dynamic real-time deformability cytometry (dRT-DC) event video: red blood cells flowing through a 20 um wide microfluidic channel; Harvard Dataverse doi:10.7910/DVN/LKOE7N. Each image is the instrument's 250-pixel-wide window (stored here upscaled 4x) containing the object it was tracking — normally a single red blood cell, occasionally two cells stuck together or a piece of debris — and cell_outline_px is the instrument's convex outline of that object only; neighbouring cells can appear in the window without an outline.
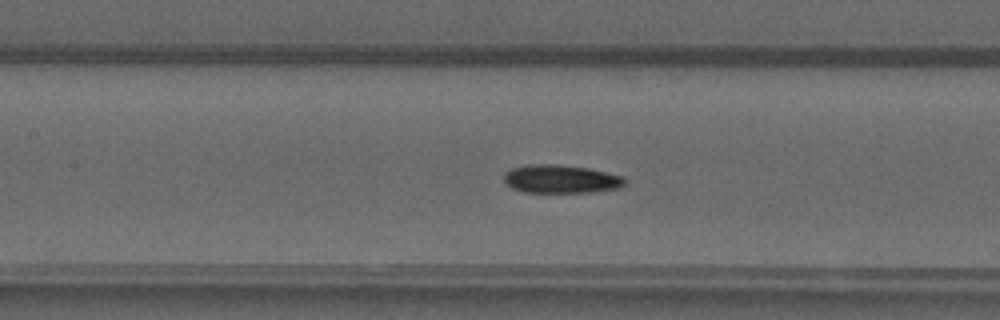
{"species": "common noctule bat (a hibernating species)", "species_latin": "Nyctalus noctula", "temperature_condition": "warm", "stored_images_in_passage": 49, "camera_frame_rate_fps": 3000, "um_per_image_px": 0.085, "animal": {"sex": "male", "forearm_length_mm": 52.5}, "frame": {"image": 1, "passage_image": 22, "time_ms": 7.0, "image_size_px": [1000, 320], "cell_outline_px": [[624, 184], [620, 188], [592, 192], [524, 192], [512, 188], [504, 180], [504, 172], [512, 168], [528, 164], [556, 164], [588, 168], [624, 176]], "centroid_in_image_um": [47.67, 15.21], "position_along_channel_um": 159.7, "area_um2": 19.94}}
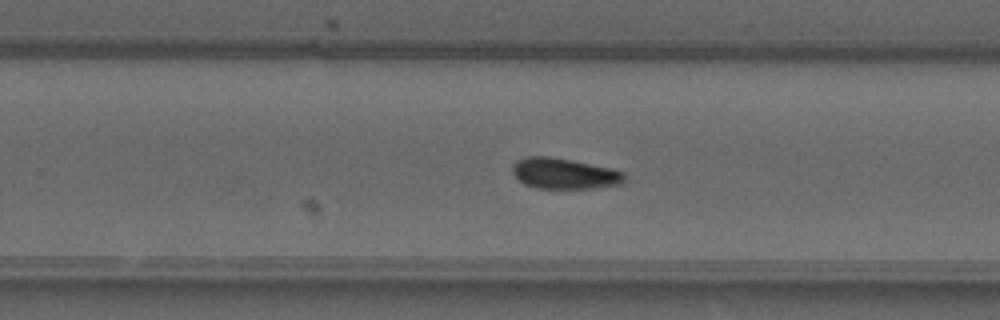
{"frame": {"image": 2, "passage_image": 31, "time_ms": 10.0, "image_size_px": [1000, 320], "cell_outline_px": [[624, 184], [592, 188], [536, 188], [524, 184], [512, 172], [512, 164], [516, 160], [528, 156], [548, 156], [572, 160], [612, 168], [624, 172]], "centroid_in_image_um": [47.97, 14.74], "position_along_channel_um": 281.8, "area_um2": 20.17}}
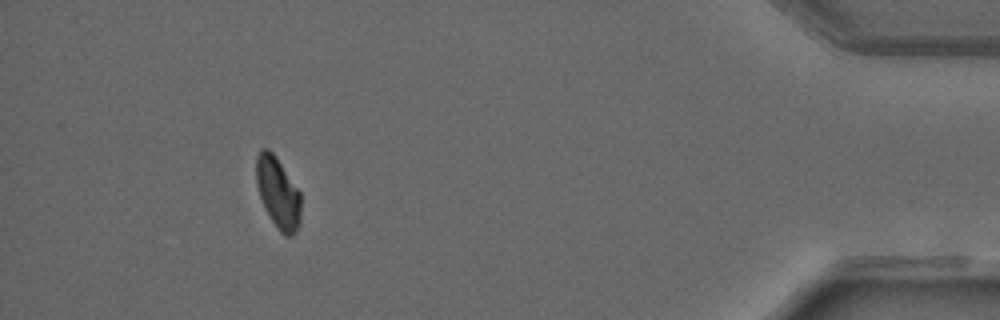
{"frame": {"image": 3, "passage_image": 45, "time_ms": 14.667, "image_size_px": [1000, 320], "cell_outline_px": [[300, 224], [296, 232], [292, 236], [284, 236], [280, 232], [264, 208], [256, 184], [256, 156], [260, 148], [268, 148], [276, 156], [300, 192]], "centroid_in_image_um": [23.62, 16.38], "position_along_channel_um": 411.6, "area_um2": 18.61}, "authors_computed_cell_mechanics": {"area_um2": 19.5364, "velocity_mm_per_s": 4.0955, "shape_relaxation_time_tau1_ms": 10.669, "shape_relaxation_time_tau2_ms": 5.8511, "deformation_change_tau1": 0.2437, "deformation_change_tau2": 0.0939}}